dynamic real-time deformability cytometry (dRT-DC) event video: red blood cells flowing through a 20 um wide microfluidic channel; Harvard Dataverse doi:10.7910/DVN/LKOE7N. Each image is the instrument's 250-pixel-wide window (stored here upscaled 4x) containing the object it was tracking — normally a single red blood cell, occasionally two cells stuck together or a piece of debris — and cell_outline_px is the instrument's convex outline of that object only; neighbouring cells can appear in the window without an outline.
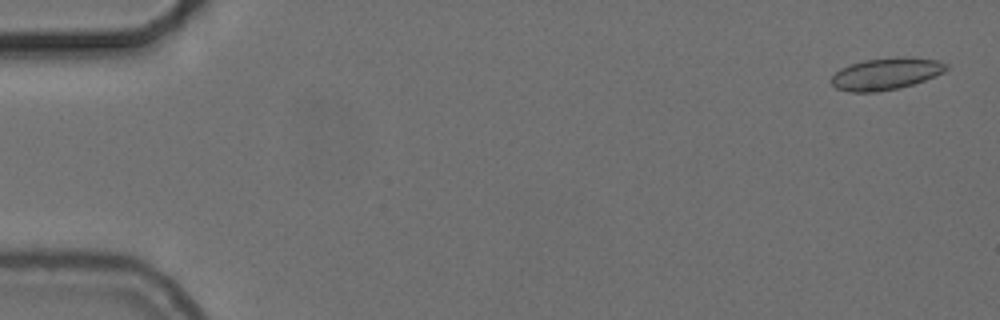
{"species": "common noctule bat (a hibernating species)", "species_latin": "Nyctalus noctula", "temperature_condition": "cold", "stored_images_in_passage": 55, "camera_frame_rate_fps": 3000, "um_per_image_px": 0.085, "animal": {"sex": "female", "body_mass_g": 24.6, "forearm_length_mm": 56.2}, "frame": {"image": 1, "passage_image": 2, "time_ms": 0.333, "image_size_px": [1000, 320], "cell_outline_px": [[948, 68], [944, 72], [924, 80], [900, 88], [876, 92], [848, 92], [836, 88], [828, 80], [840, 68], [864, 60], [896, 56], [908, 56], [936, 60], [948, 64]], "centroid_in_image_um": [75.29, 6.26], "position_along_channel_um": 9.7, "area_um2": 21.56}}
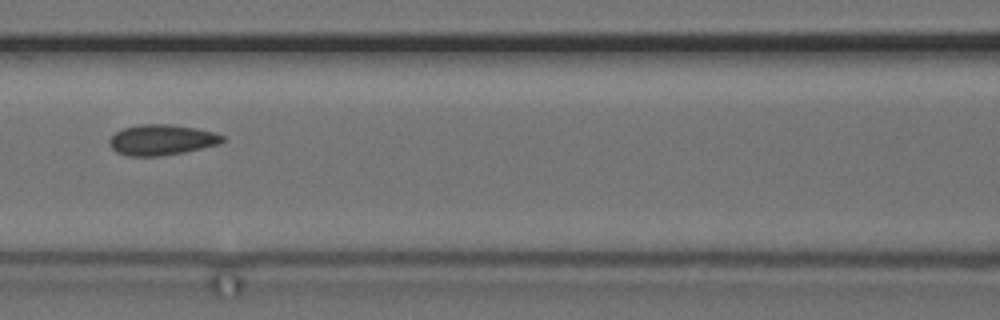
{"frame": {"image": 2, "passage_image": 25, "time_ms": 8.0, "image_size_px": [1000, 320], "cell_outline_px": [[224, 140], [220, 144], [184, 152], [160, 156], [128, 156], [116, 152], [108, 144], [108, 140], [116, 132], [124, 128], [140, 124], [172, 124], [196, 128], [216, 132], [224, 136]], "centroid_in_image_um": [13.75, 11.88], "position_along_channel_um": 152.9, "area_um2": 20.29}}
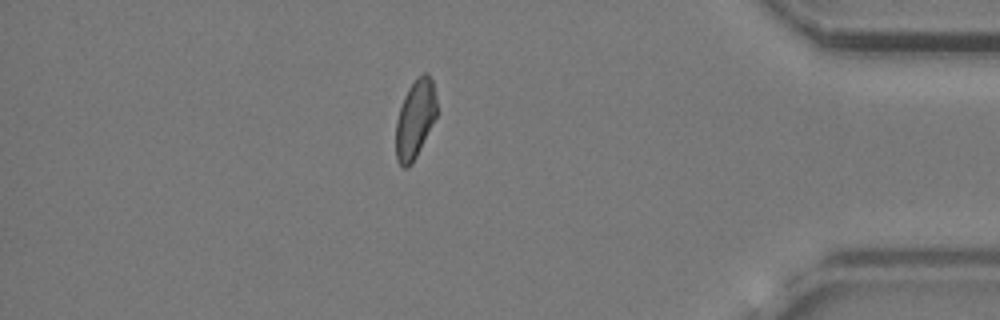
{"frame": {"image": 3, "passage_image": 48, "time_ms": 15.667, "image_size_px": [1000, 320], "cell_outline_px": [[436, 116], [412, 164], [408, 168], [404, 168], [396, 160], [396, 120], [404, 96], [408, 88], [424, 72], [428, 72], [432, 80], [436, 96]], "centroid_in_image_um": [35.27, 10.13], "position_along_channel_um": 399.9, "area_um2": 18.44}, "authors_computed_cell_mechanics": {"area_um2": 20.1722, "velocity_mm_per_s": 3.7189, "shape_relaxation_time_tau1_ms": null, "shape_relaxation_time_tau2_ms": 2.8384, "deformation_change_tau1": null, "deformation_change_tau2": 0.0882}}